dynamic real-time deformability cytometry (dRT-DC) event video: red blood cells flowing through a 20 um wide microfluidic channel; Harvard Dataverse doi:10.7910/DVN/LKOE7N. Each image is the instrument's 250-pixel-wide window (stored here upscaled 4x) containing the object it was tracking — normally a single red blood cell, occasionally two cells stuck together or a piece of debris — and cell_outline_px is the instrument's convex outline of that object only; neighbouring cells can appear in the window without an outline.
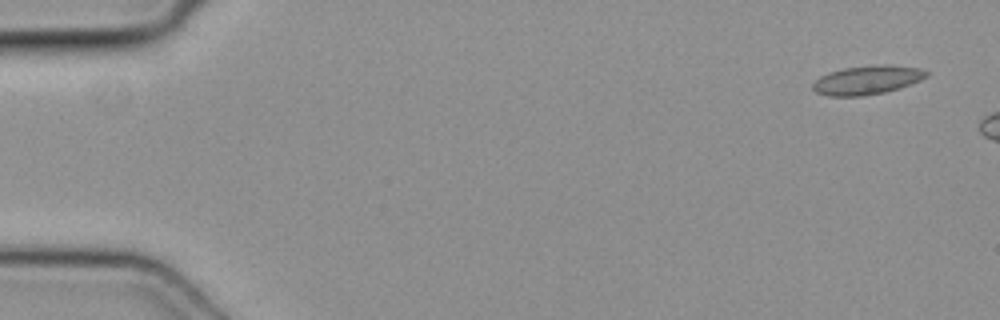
{"species": "common noctule bat (a hibernating species)", "species_latin": "Nyctalus noctula", "temperature_condition": "cold", "stored_images_in_passage": 7, "camera_frame_rate_fps": 3000, "um_per_image_px": 0.085, "animal": {"sex": "female", "body_mass_g": 19.3, "forearm_length_mm": 54.1}, "frame": {"image": 1, "passage_image": 1, "time_ms": 0.0, "image_size_px": [1000, 320], "cell_outline_px": [[928, 76], [920, 80], [884, 92], [860, 96], [828, 96], [816, 92], [812, 88], [812, 84], [820, 76], [828, 72], [844, 68], [888, 64], [920, 68], [928, 72]], "centroid_in_image_um": [73.67, 6.8], "position_along_channel_um": 11.3, "area_um2": 18.84}}